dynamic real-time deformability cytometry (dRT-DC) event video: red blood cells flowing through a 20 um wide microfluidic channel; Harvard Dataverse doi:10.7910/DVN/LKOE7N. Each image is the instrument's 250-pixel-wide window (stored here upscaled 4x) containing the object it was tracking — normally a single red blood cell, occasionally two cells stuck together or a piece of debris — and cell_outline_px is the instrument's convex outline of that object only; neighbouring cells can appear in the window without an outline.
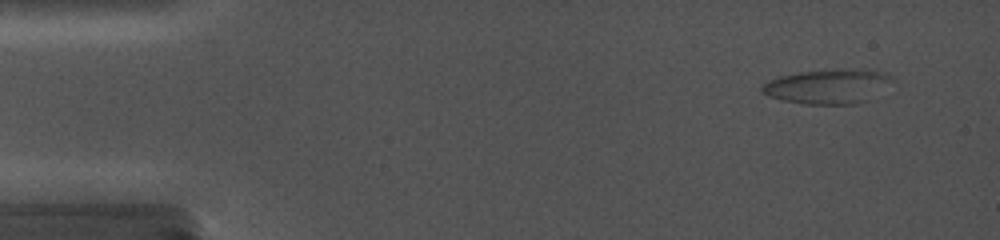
{"species": "common noctule bat (a hibernating species)", "species_latin": "Nyctalus noctula", "temperature_condition": "cold", "stored_images_in_passage": 56, "camera_frame_rate_fps": 5000, "um_per_image_px": 0.085, "animal": {"sex": "female", "body_mass_g": 19.0, "forearm_length_mm": 56.7}, "frame": {"image": 1, "passage_image": 4, "time_ms": 1.0, "image_size_px": [1000, 240], "cell_outline_px": [[896, 80], [868, 100], [856, 104], [804, 104], [780, 100], [768, 96], [760, 92], [760, 88], [768, 80], [780, 76], [800, 72], [856, 68], [872, 68], [884, 72], [892, 76]], "centroid_in_image_um": [70.41, 7.33], "position_along_channel_um": 14.6, "area_um2": 26.65}}
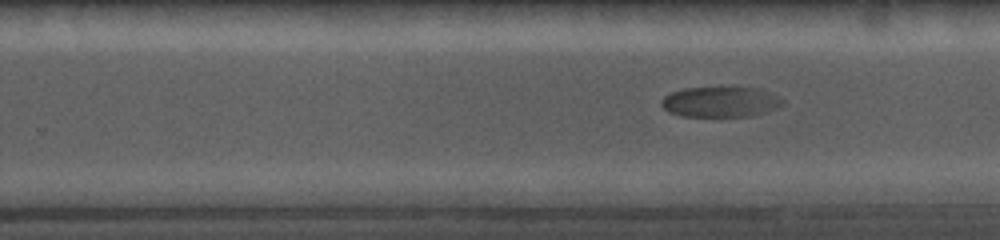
{"frame": {"image": 2, "passage_image": 36, "time_ms": 11.4, "image_size_px": [1000, 240], "cell_outline_px": [[784, 104], [748, 116], [680, 116], [668, 112], [660, 104], [660, 100], [664, 96], [672, 92], [684, 88], [724, 84], [732, 84], [760, 88], [780, 96], [784, 100]], "centroid_in_image_um": [61.21, 8.58], "position_along_channel_um": 268.6, "area_um2": 22.43}}
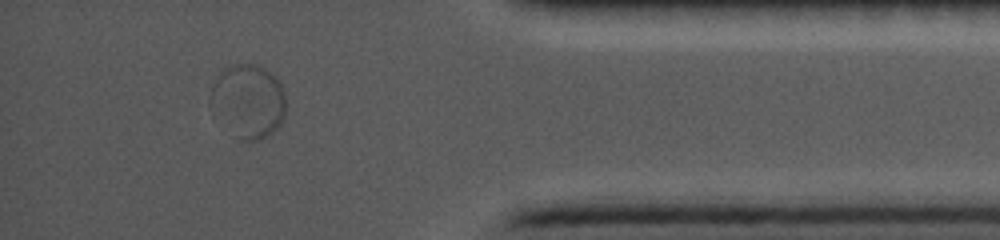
{"frame": {"image": 3, "passage_image": 51, "time_ms": 16.0, "image_size_px": [1000, 240], "cell_outline_px": [[284, 116], [280, 124], [272, 132], [256, 140], [240, 140], [208, 104], [208, 96], [220, 72], [224, 68], [232, 64], [256, 64], [264, 68], [276, 76], [284, 92]], "centroid_in_image_um": [21.09, 8.55], "position_along_channel_um": 414.1, "area_um2": 31.85}}